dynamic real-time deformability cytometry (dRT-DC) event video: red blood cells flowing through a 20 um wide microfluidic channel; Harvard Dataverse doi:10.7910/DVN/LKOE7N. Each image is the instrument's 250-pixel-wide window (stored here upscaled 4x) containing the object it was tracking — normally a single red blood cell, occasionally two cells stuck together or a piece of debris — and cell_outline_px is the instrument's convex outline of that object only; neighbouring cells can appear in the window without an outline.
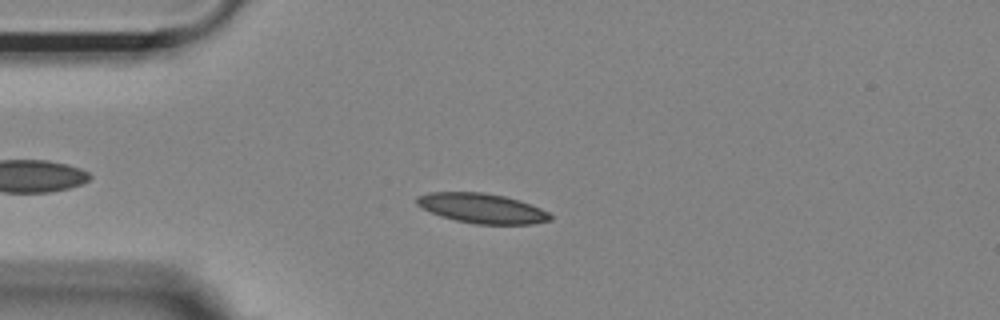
{"species": "Egyptian fruit bat (a non-hibernating species)", "species_latin": "Rousettus aegyptiacus", "temperature_condition": "room temperature", "stored_images_in_passage": 38, "camera_frame_rate_fps": 3000, "um_per_image_px": 0.085, "animal": {"sex": "female"}, "frame": {"image": 1, "passage_image": 4, "time_ms": 1.0, "image_size_px": [1000, 320], "cell_outline_px": [[552, 220], [532, 224], [476, 224], [456, 220], [440, 216], [416, 204], [416, 196], [428, 192], [484, 192], [504, 196], [540, 208], [548, 212], [552, 216]], "centroid_in_image_um": [40.95, 17.7], "position_along_channel_um": 44.0, "area_um2": 23.0}}
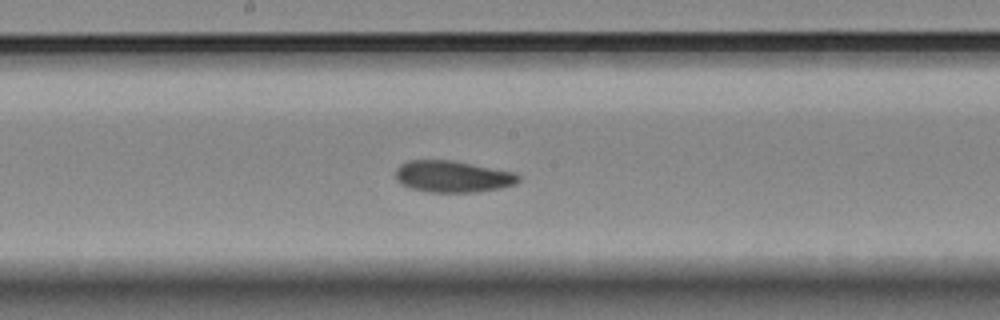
{"frame": {"image": 2, "passage_image": 19, "time_ms": 6.0, "image_size_px": [1000, 320], "cell_outline_px": [[520, 180], [516, 184], [504, 188], [476, 192], [428, 192], [408, 188], [400, 184], [396, 180], [396, 168], [400, 164], [408, 160], [452, 160], [516, 172], [520, 176]], "centroid_in_image_um": [38.49, 15.01], "position_along_channel_um": 209.7, "area_um2": 23.06}}
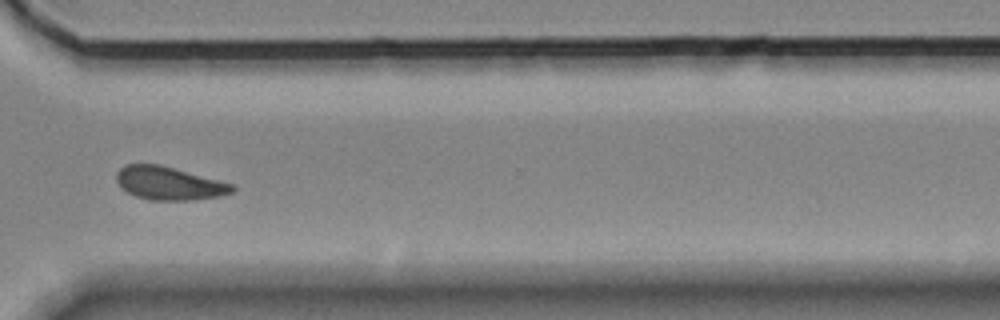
{"frame": {"image": 3, "passage_image": 31, "time_ms": 10.0, "image_size_px": [1000, 320], "cell_outline_px": [[236, 188], [232, 192], [224, 196], [196, 200], [152, 200], [136, 196], [120, 188], [116, 180], [116, 172], [124, 164], [160, 164], [232, 184]], "centroid_in_image_um": [14.35, 15.58], "position_along_channel_um": 356.2, "area_um2": 22.48}, "authors_computed_cell_mechanics": {"area_um2": 22.4842, "velocity_mm_per_s": 3.6606, "shape_relaxation_time_tau1_ms": null, "shape_relaxation_time_tau2_ms": 4.6838, "deformation_change_tau1": null, "deformation_change_tau2": 0.1047}}